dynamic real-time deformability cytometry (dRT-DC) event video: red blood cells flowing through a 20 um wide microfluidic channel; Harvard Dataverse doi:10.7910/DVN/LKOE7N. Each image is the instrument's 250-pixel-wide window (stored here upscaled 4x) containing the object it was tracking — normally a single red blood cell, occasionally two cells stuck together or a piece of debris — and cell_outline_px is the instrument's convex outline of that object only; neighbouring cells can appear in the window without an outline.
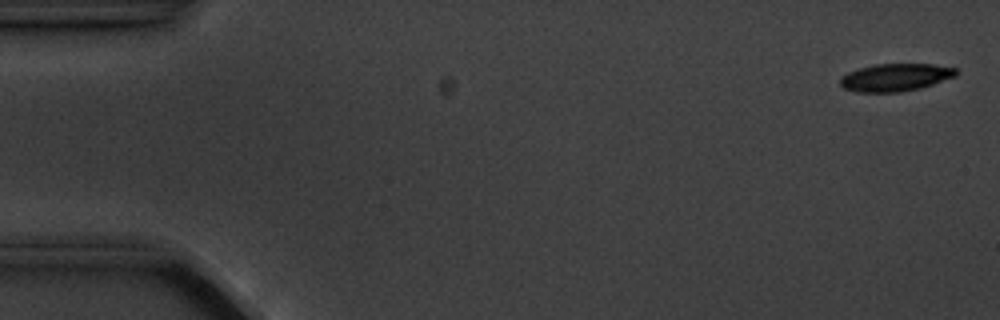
{"species": "common noctule bat (a hibernating species)", "species_latin": "Nyctalus noctula", "temperature_condition": "cold", "stored_images_in_passage": 5, "camera_frame_rate_fps": 3000, "um_per_image_px": 0.085, "animal": {"sex": "male", "body_mass_g": 20.1, "forearm_length_mm": 53.5}, "frame": {"image": 1, "passage_image": 1, "time_ms": 0.0, "image_size_px": [1000, 320], "cell_outline_px": [[956, 76], [920, 88], [900, 92], [856, 92], [844, 88], [840, 84], [840, 80], [848, 72], [860, 68], [876, 64], [932, 64], [956, 68]], "centroid_in_image_um": [76.11, 6.58], "position_along_channel_um": 8.9, "area_um2": 18.44}}